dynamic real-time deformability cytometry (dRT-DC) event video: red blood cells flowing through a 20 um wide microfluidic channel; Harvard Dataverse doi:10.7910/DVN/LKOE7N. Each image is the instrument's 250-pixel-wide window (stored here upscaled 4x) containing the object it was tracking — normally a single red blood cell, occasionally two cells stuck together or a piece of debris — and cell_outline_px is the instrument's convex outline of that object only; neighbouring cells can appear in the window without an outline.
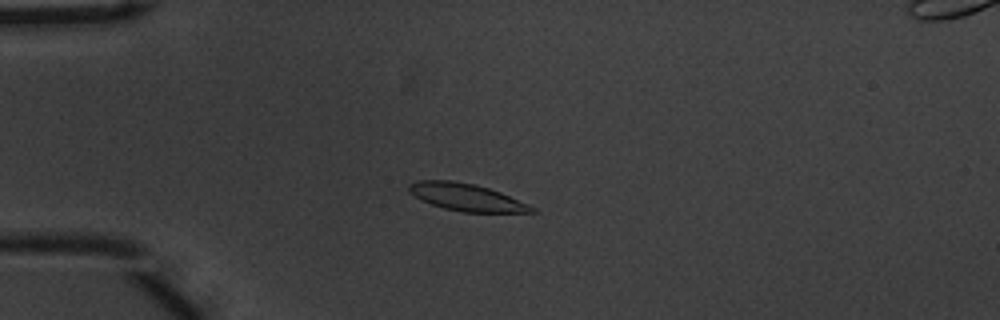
{"species": "common noctule bat (a hibernating species)", "species_latin": "Nyctalus noctula", "temperature_condition": "warm", "stored_images_in_passage": 17, "camera_frame_rate_fps": 3000, "um_per_image_px": 0.085, "animal": {"sex": "male", "body_mass_g": 20.1, "forearm_length_mm": 53.5}, "frame": {"image": 1, "passage_image": 1, "time_ms": 0.0, "image_size_px": [1000, 320], "cell_outline_px": [[540, 212], [464, 212], [444, 208], [432, 204], [408, 192], [408, 184], [416, 180], [452, 180], [476, 184], [500, 192], [528, 204], [536, 208]], "centroid_in_image_um": [39.65, 16.75], "position_along_channel_um": 45.3, "area_um2": 19.42}}
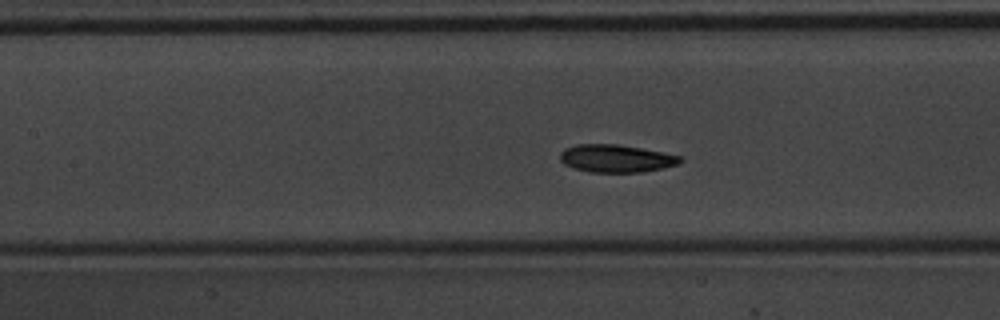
{"frame": {"image": 2, "passage_image": 12, "time_ms": 3.667, "image_size_px": [1000, 320], "cell_outline_px": [[684, 160], [680, 164], [664, 168], [644, 172], [588, 172], [572, 168], [564, 164], [560, 160], [560, 152], [564, 148], [576, 144], [616, 144], [640, 148], [684, 156]], "centroid_in_image_um": [52.39, 13.47], "position_along_channel_um": 155.0, "area_um2": 19.71}}
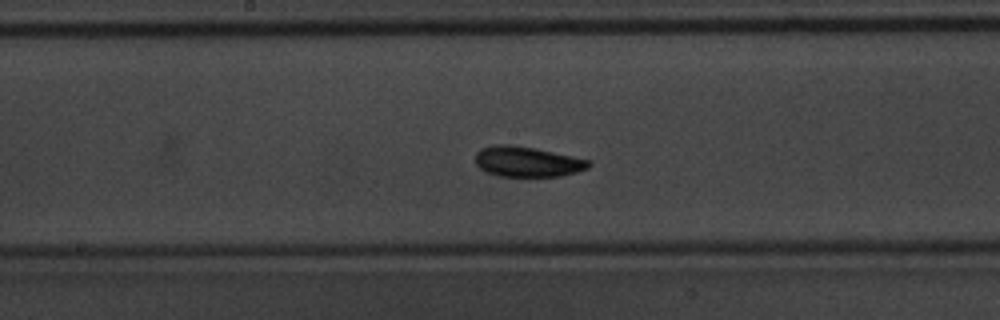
{"frame": {"image": 3, "passage_image": 16, "time_ms": 5.0, "image_size_px": [1000, 320], "cell_outline_px": [[592, 164], [588, 168], [576, 172], [560, 176], [496, 176], [484, 172], [476, 164], [476, 152], [480, 148], [496, 144], [508, 144], [532, 148], [592, 160]], "centroid_in_image_um": [44.8, 13.75], "position_along_channel_um": 203.4, "area_um2": 20.06}}